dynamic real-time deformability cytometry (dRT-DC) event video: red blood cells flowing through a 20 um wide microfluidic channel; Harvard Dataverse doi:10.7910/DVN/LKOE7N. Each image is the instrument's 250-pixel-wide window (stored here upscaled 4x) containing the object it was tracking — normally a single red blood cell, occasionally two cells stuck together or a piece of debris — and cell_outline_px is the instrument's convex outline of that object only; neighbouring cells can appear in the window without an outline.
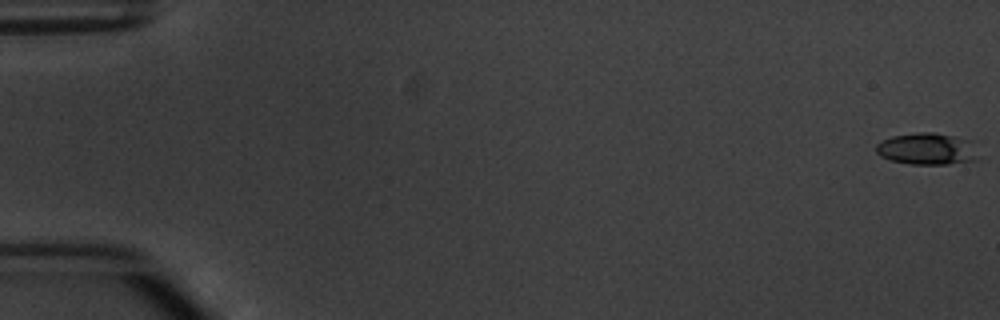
{"species": "common noctule bat (a hibernating species)", "species_latin": "Nyctalus noctula", "temperature_condition": "warm", "stored_images_in_passage": 6, "segment_of_instrument_passage": [2, 2], "camera_frame_rate_fps": 3000, "um_per_image_px": 0.085, "animal": {"sex": "male", "body_mass_g": 20.1, "forearm_length_mm": 53.5}, "frame": {"image": 1, "passage_image": 6, "time_ms": 6.0, "image_size_px": [1000, 320], "cell_outline_px": [[976, 160], [948, 164], [908, 164], [892, 160], [880, 156], [876, 152], [876, 144], [880, 140], [892, 136], [916, 132], [936, 132], [976, 140]], "centroid_in_image_um": [78.83, 12.63], "position_along_channel_um": 6.2, "area_um2": 19.36}}